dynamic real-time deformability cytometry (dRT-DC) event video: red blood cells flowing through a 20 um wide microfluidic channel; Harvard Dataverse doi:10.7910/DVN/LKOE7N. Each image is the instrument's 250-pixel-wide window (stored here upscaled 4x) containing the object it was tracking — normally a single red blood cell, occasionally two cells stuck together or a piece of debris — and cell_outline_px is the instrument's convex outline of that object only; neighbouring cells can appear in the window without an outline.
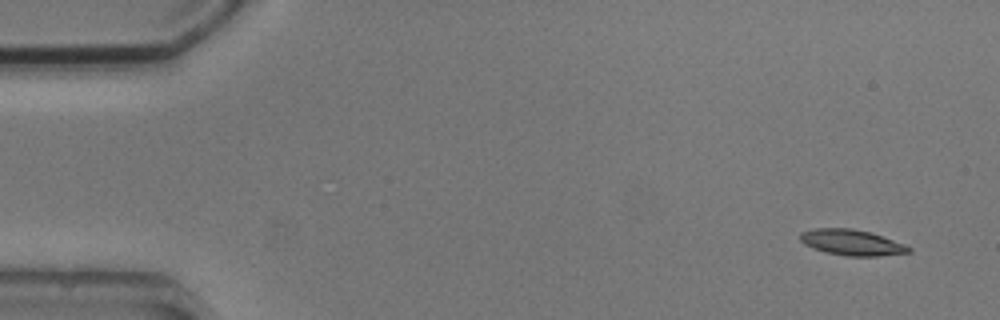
{"species": "common noctule bat (a hibernating species)", "species_latin": "Nyctalus noctula", "temperature_condition": "cold", "stored_images_in_passage": 4, "camera_frame_rate_fps": 3000, "um_per_image_px": 0.085, "animal": {"sex": "male", "body_mass_g": 20.5, "forearm_length_mm": 52.5}, "frame": {"image": 1, "passage_image": 1, "time_ms": 0.0, "image_size_px": [1000, 320], "cell_outline_px": [[912, 252], [880, 256], [848, 256], [824, 252], [812, 248], [804, 244], [800, 240], [800, 232], [812, 228], [852, 228], [868, 232], [904, 244], [912, 248]], "centroid_in_image_um": [72.36, 20.61], "position_along_channel_um": 12.6, "area_um2": 16.3}}
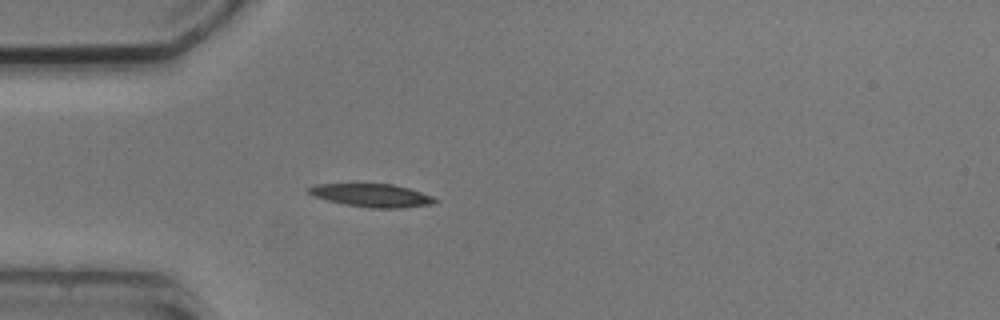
{"frame": {"image": 2, "passage_image": 4, "time_ms": 4.0, "image_size_px": [1000, 320], "cell_outline_px": [[440, 200], [432, 204], [400, 208], [368, 208], [344, 204], [312, 196], [304, 192], [304, 188], [316, 184], [392, 184], [408, 188], [432, 196]], "centroid_in_image_um": [31.53, 16.61], "position_along_channel_um": 53.5, "area_um2": 17.17}}